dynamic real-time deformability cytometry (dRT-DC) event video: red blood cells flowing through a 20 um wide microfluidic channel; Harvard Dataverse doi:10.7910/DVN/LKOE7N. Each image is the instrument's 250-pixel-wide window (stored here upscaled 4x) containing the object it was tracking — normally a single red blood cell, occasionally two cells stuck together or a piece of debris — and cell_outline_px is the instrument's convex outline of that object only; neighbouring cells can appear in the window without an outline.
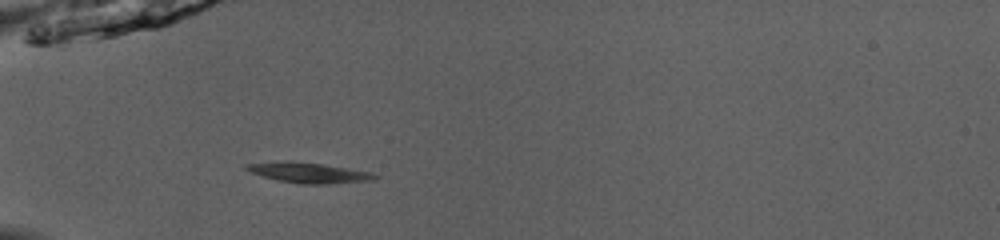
{"species": "common noctule bat (a hibernating species)", "species_latin": "Nyctalus noctula", "temperature_condition": "room temperature", "stored_images_in_passage": 34, "camera_frame_rate_fps": 3000, "um_per_image_px": 0.085, "animal": {"sex": "male", "body_mass_g": 13.0, "forearm_length_mm": 53.1}, "frame": {"image": 1, "passage_image": 1, "time_ms": 0.0, "image_size_px": [1000, 240], "cell_outline_px": [[380, 176], [376, 180], [324, 184], [300, 184], [280, 180], [264, 176], [252, 172], [244, 168], [244, 164], [284, 160], [288, 160], [324, 164], [372, 172]], "centroid_in_image_um": [26.28, 14.67], "position_along_channel_um": 58.7, "area_um2": 15.32}}
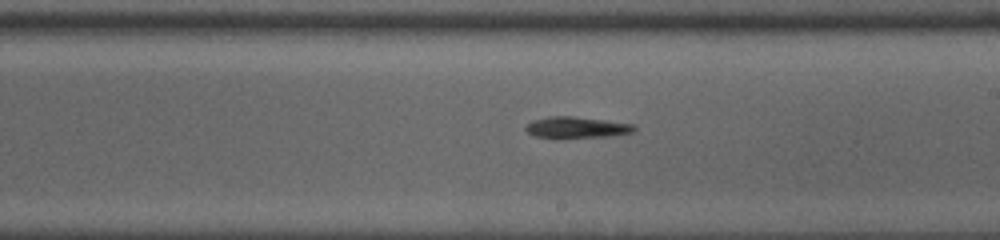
{"frame": {"image": 2, "passage_image": 15, "time_ms": 4.667, "image_size_px": [1000, 240], "cell_outline_px": [[636, 128], [632, 132], [608, 136], [536, 136], [528, 132], [524, 128], [532, 120], [548, 116], [572, 116], [636, 124]], "centroid_in_image_um": [49.04, 10.79], "position_along_channel_um": 240.0, "area_um2": 12.83}}
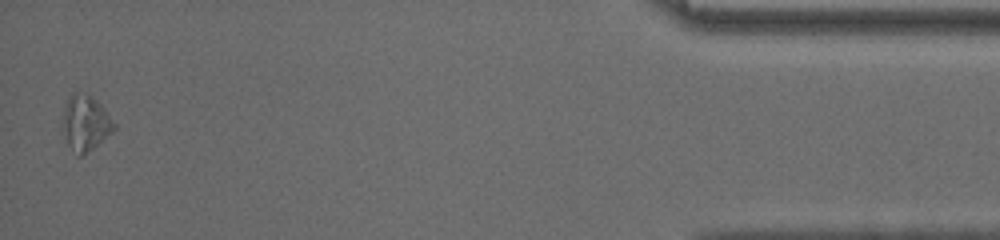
{"frame": {"image": 3, "passage_image": 34, "time_ms": 11.0, "image_size_px": [1000, 240], "cell_outline_px": [[116, 128], [112, 132], [92, 148], [80, 156], [76, 156], [68, 144], [60, 124], [64, 108], [68, 96], [72, 92], [76, 92], [92, 96], [104, 108], [116, 124]], "centroid_in_image_um": [7.23, 10.44], "position_along_channel_um": 428.0, "area_um2": 16.65}}